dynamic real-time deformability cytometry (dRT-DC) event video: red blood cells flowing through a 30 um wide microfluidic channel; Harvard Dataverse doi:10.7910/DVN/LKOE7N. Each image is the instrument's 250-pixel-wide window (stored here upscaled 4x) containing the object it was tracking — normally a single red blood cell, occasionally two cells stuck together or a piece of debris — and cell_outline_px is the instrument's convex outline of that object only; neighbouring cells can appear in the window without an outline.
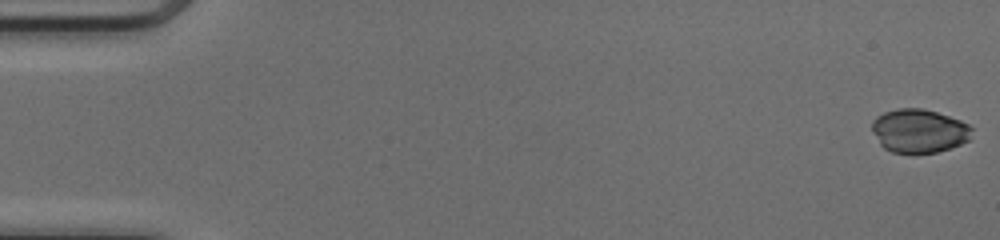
{"species": "common noctule bat (a hibernating species)", "species_latin": "Nyctalus noctula", "temperature_condition": "cold", "stored_images_in_passage": 50, "camera_frame_rate_fps": 3000, "um_per_image_px": 0.085, "animal": {"sex": "female", "body_mass_g": 17.0, "forearm_length_mm": 48.0}, "frame": {"image": 1, "passage_image": 1, "time_ms": 0.0, "image_size_px": [1000, 240], "cell_outline_px": [[972, 128], [968, 140], [960, 144], [936, 152], [892, 152], [884, 148], [880, 144], [872, 128], [872, 120], [876, 116], [884, 112], [896, 108], [924, 108], [960, 120], [968, 124]], "centroid_in_image_um": [78.09, 11.1], "position_along_channel_um": 6.9, "area_um2": 25.09}}
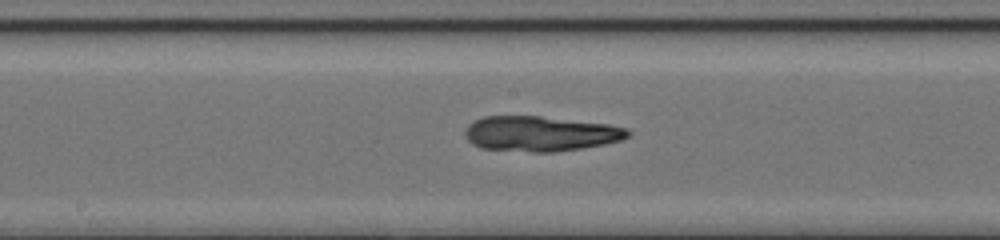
{"frame": {"image": 2, "passage_image": 27, "time_ms": 8.667, "image_size_px": [1000, 240], "cell_outline_px": [[632, 132], [628, 136], [620, 140], [604, 144], [580, 148], [552, 152], [532, 152], [480, 148], [472, 144], [468, 140], [464, 132], [468, 124], [484, 116], [540, 116], [608, 124], [628, 128]], "centroid_in_image_um": [45.92, 11.36], "position_along_channel_um": 202.3, "area_um2": 33.29}}
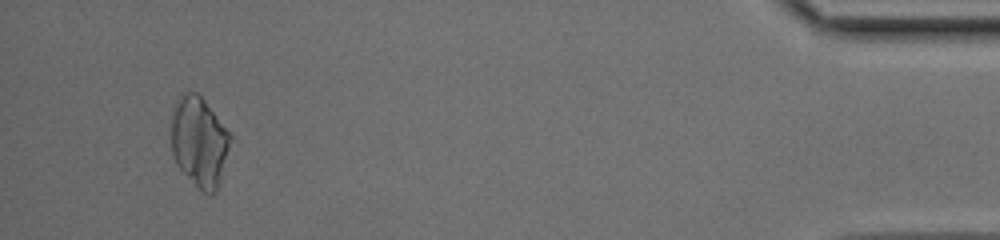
{"frame": {"image": 3, "passage_image": 48, "time_ms": 15.667, "image_size_px": [1000, 240], "cell_outline_px": [[232, 136], [220, 180], [216, 192], [212, 196], [208, 196], [176, 164], [172, 152], [172, 112], [180, 92], [196, 92], [204, 100], [232, 132]], "centroid_in_image_um": [16.96, 12.01], "position_along_channel_um": 418.2, "area_um2": 30.98}}